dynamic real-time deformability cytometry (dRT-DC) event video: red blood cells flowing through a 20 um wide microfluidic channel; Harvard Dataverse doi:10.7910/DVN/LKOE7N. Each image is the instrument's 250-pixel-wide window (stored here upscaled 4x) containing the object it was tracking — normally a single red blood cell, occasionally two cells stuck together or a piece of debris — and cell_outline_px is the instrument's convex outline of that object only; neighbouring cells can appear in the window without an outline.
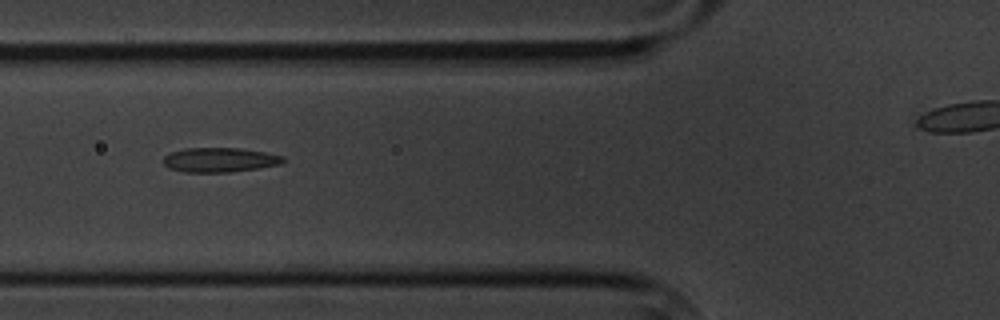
{"species": "common noctule bat (a hibernating species)", "species_latin": "Nyctalus noctula", "temperature_condition": "cold", "stored_images_in_passage": 10, "segment_of_instrument_passage": [1, 2], "camera_frame_rate_fps": 3000, "um_per_image_px": 0.085, "animal": {"sex": "male", "body_mass_g": 20.1, "forearm_length_mm": 53.5}, "frame": {"image": 1, "passage_image": 6, "time_ms": 6.667, "image_size_px": [1000, 320], "cell_outline_px": [[288, 160], [280, 164], [260, 168], [232, 172], [184, 172], [168, 168], [160, 160], [164, 156], [172, 152], [184, 148], [240, 148], [264, 152], [284, 156]], "centroid_in_image_um": [18.68, 13.59], "position_along_channel_um": 107.1, "area_um2": 17.34}}
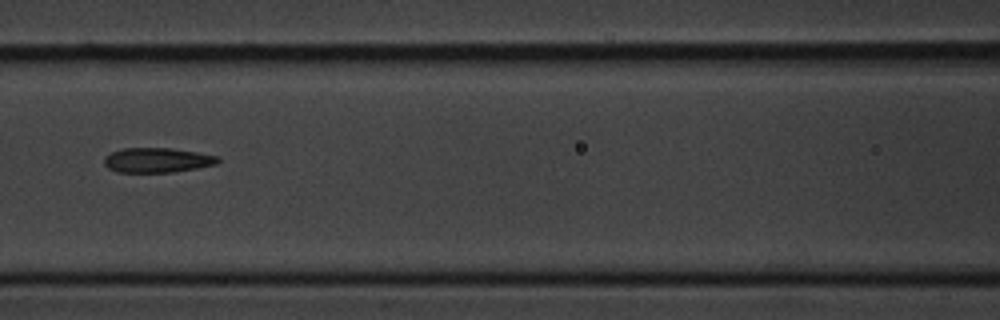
{"frame": {"image": 2, "passage_image": 7, "time_ms": 8.0, "image_size_px": [1000, 320], "cell_outline_px": [[220, 164], [172, 172], [116, 172], [108, 168], [104, 164], [104, 156], [112, 152], [124, 148], [172, 148], [220, 156]], "centroid_in_image_um": [13.39, 13.61], "position_along_channel_um": 153.2, "area_um2": 16.53}}
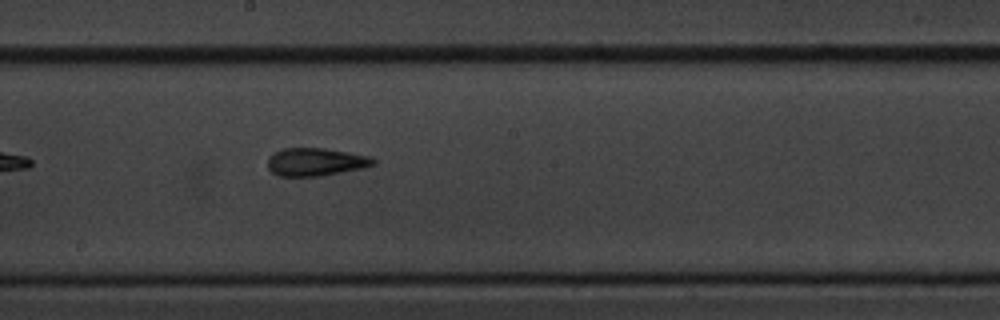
{"frame": {"image": 3, "passage_image": 9, "time_ms": 10.0, "image_size_px": [1000, 320], "cell_outline_px": [[376, 164], [360, 168], [320, 176], [280, 176], [272, 172], [268, 168], [268, 156], [272, 152], [284, 148], [324, 148], [372, 156], [376, 160]], "centroid_in_image_um": [26.81, 13.75], "position_along_channel_um": 221.4, "area_um2": 17.22}}